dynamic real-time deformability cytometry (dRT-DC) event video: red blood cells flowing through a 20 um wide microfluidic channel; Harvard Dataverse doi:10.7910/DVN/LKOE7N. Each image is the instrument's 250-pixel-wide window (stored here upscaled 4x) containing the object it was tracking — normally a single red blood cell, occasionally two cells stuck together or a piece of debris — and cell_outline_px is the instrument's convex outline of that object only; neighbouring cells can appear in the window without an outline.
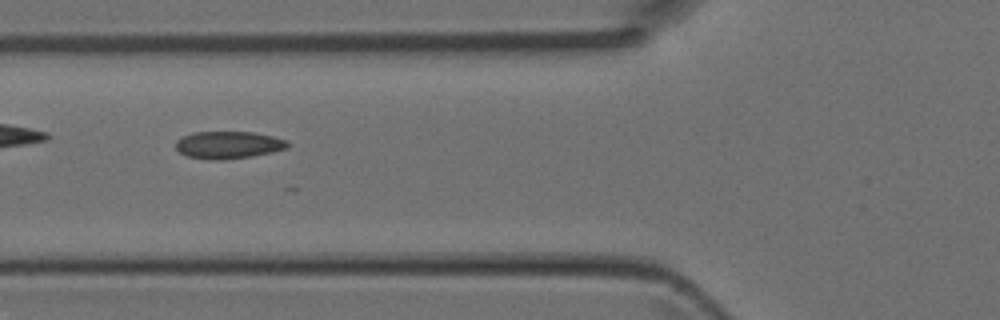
{"species": "Egyptian fruit bat (a non-hibernating species)", "species_latin": "Rousettus aegyptiacus", "temperature_condition": "room temperature", "stored_images_in_passage": 5, "camera_frame_rate_fps": 3000, "um_per_image_px": 0.085, "animal": {"sex": "female"}, "frame": {"image": 1, "passage_image": 5, "time_ms": 1.333, "image_size_px": [1000, 320], "cell_outline_px": [[292, 144], [288, 148], [272, 152], [252, 156], [224, 160], [212, 160], [188, 156], [180, 152], [176, 148], [176, 140], [180, 136], [192, 132], [252, 132], [272, 136], [288, 140]], "centroid_in_image_um": [19.43, 12.31], "position_along_channel_um": 106.4, "area_um2": 18.03}}